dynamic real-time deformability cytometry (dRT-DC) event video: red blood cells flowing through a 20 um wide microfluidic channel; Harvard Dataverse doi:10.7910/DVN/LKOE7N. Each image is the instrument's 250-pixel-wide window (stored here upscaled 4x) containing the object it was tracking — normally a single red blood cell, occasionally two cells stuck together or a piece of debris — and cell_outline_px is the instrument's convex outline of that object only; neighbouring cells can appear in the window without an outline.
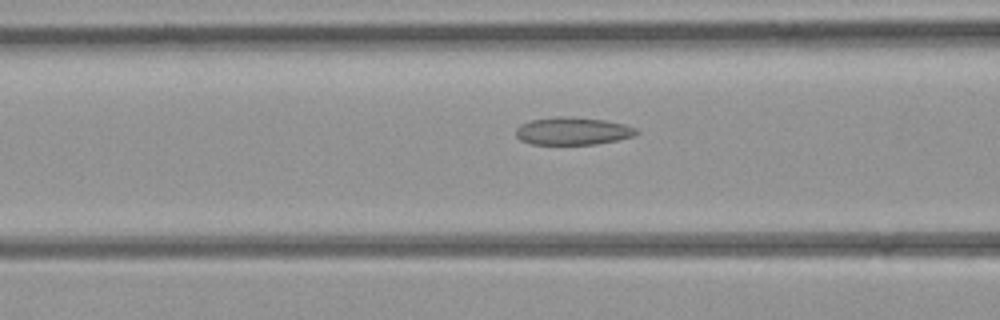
{"species": "common noctule bat (a hibernating species)", "species_latin": "Nyctalus noctula", "temperature_condition": "room temperature", "stored_images_in_passage": 9, "camera_frame_rate_fps": 3000, "um_per_image_px": 0.085, "animal": {"sex": "female", "body_mass_g": 21.9}, "frame": {"image": 1, "passage_image": 7, "time_ms": 2.0, "image_size_px": [1000, 320], "cell_outline_px": [[640, 132], [632, 136], [616, 140], [596, 144], [532, 144], [520, 140], [516, 136], [516, 128], [520, 124], [532, 120], [556, 116], [572, 116], [604, 120], [624, 124], [636, 128]], "centroid_in_image_um": [48.66, 11.13], "position_along_channel_um": 117.9, "area_um2": 19.42}}